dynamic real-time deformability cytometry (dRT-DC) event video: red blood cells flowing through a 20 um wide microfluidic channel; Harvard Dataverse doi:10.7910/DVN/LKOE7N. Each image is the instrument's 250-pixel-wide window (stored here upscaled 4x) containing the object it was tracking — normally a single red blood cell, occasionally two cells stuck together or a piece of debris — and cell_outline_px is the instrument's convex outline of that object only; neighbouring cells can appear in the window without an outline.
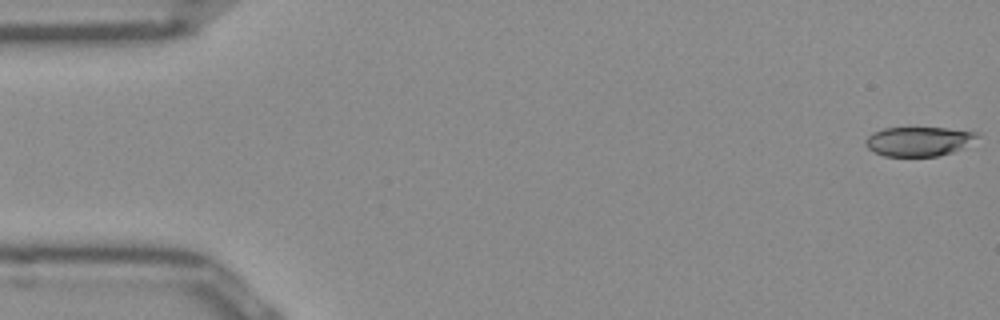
{"species": "Egyptian fruit bat (a non-hibernating species)", "species_latin": "Rousettus aegyptiacus", "temperature_condition": "room temperature", "stored_images_in_passage": 12, "camera_frame_rate_fps": 3000, "um_per_image_px": 0.085, "frame": {"image": 1, "passage_image": 1, "time_ms": 0.0, "image_size_px": [1000, 320], "cell_outline_px": [[980, 136], [960, 148], [952, 152], [936, 156], [884, 156], [868, 148], [864, 140], [872, 132], [884, 128], [948, 128], [980, 132]], "centroid_in_image_um": [78.08, 12.0], "position_along_channel_um": 6.9, "area_um2": 18.96}}